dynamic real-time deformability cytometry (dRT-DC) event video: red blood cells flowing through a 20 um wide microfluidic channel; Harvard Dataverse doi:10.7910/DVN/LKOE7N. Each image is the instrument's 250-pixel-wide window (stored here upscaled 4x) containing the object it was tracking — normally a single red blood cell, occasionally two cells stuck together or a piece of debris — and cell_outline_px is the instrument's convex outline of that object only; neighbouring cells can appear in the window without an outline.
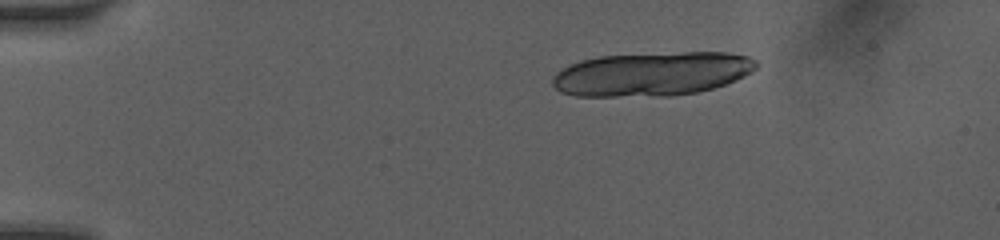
{"species": "human", "species_latin": "Homo sapiens", "temperature_condition": "room temperature", "stored_images_in_passage": 26, "segment_of_instrument_passage": [1, 2], "camera_frame_rate_fps": 3000, "um_per_image_px": 0.085, "donor": {"sex": "female"}, "frame": {"image": 1, "passage_image": 1, "time_ms": 0.0, "image_size_px": [1000, 240], "cell_outline_px": [[760, 64], [752, 72], [736, 80], [712, 88], [696, 92], [668, 96], [576, 96], [560, 92], [552, 84], [552, 76], [556, 72], [580, 60], [600, 56], [684, 52], [728, 52], [748, 56], [756, 60]], "centroid_in_image_um": [55.43, 6.28], "position_along_channel_um": 29.6, "area_um2": 52.25}}